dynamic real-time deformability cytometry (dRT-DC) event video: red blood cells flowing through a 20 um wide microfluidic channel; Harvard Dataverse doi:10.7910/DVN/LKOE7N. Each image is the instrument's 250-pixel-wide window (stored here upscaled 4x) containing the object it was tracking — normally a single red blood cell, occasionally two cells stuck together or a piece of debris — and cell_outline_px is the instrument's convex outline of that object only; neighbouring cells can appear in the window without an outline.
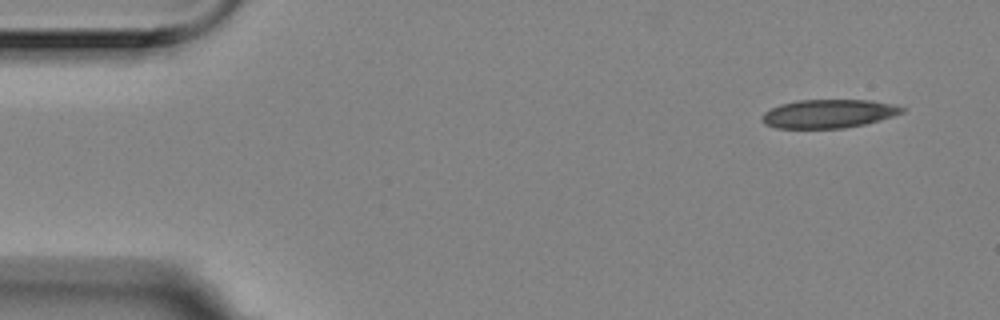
{"species": "Egyptian fruit bat (a non-hibernating species)", "species_latin": "Rousettus aegyptiacus", "temperature_condition": "room temperature", "stored_images_in_passage": 5, "segment_of_instrument_passage": [1, 2], "camera_frame_rate_fps": 3000, "um_per_image_px": 0.085, "animal": {"sex": "female"}, "frame": {"image": 1, "passage_image": 1, "time_ms": 0.0, "image_size_px": [1000, 320], "cell_outline_px": [[904, 112], [892, 116], [864, 124], [844, 128], [776, 128], [764, 124], [760, 116], [764, 112], [780, 104], [796, 100], [872, 100], [892, 104], [904, 108]], "centroid_in_image_um": [70.38, 9.66], "position_along_channel_um": 14.6, "area_um2": 23.24}}
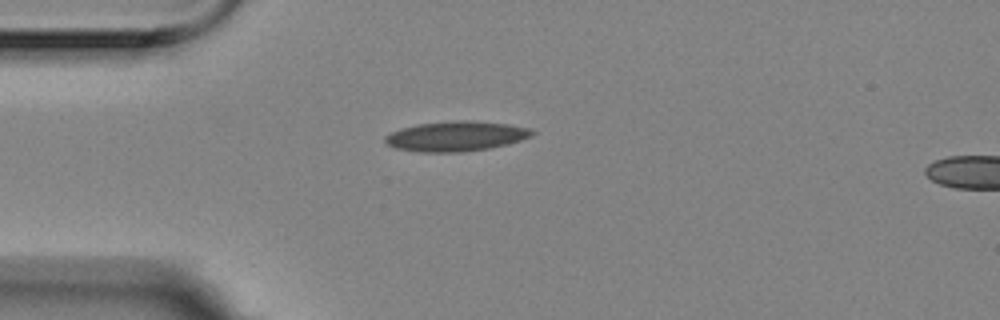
{"frame": {"image": 2, "passage_image": 4, "time_ms": 1.0, "image_size_px": [1000, 320], "cell_outline_px": [[536, 132], [532, 136], [508, 144], [488, 148], [460, 152], [420, 152], [396, 148], [388, 144], [384, 140], [384, 136], [400, 128], [416, 124], [456, 120], [472, 120], [508, 124], [528, 128]], "centroid_in_image_um": [38.75, 11.57], "position_along_channel_um": 46.2, "area_um2": 25.66}}